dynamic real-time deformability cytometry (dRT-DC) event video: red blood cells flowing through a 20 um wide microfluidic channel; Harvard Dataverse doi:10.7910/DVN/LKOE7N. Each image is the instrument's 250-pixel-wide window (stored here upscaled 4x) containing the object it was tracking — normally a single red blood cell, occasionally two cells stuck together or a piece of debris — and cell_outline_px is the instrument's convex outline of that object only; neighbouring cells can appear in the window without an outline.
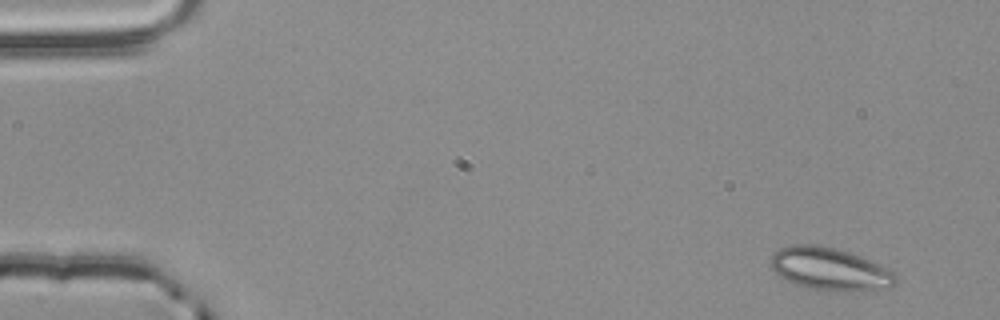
{"species": "common noctule bat (a hibernating species)", "species_latin": "Nyctalus noctula", "temperature_condition": "room temperature", "stored_images_in_passage": 3, "camera_frame_rate_fps": 3000, "um_per_image_px": 0.085, "animal": {"sex": "male", "body_mass_g": 20.4}, "frame": {"image": 1, "passage_image": 1, "time_ms": 0.0, "image_size_px": [1000, 320], "cell_outline_px": [[900, 284], [892, 288], [844, 292], [812, 288], [796, 284], [780, 276], [768, 264], [768, 260], [780, 248], [792, 244], [816, 244], [836, 248], [848, 252], [868, 260], [892, 272], [896, 276]], "centroid_in_image_um": [70.54, 22.87], "position_along_channel_um": 14.5, "area_um2": 30.98}}